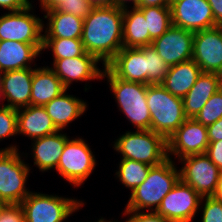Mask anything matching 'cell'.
<instances>
[{
	"label": "cell",
	"mask_w": 222,
	"mask_h": 222,
	"mask_svg": "<svg viewBox=\"0 0 222 222\" xmlns=\"http://www.w3.org/2000/svg\"><path fill=\"white\" fill-rule=\"evenodd\" d=\"M81 41L85 51L106 66L123 48V10L94 6L84 19Z\"/></svg>",
	"instance_id": "cell-1"
},
{
	"label": "cell",
	"mask_w": 222,
	"mask_h": 222,
	"mask_svg": "<svg viewBox=\"0 0 222 222\" xmlns=\"http://www.w3.org/2000/svg\"><path fill=\"white\" fill-rule=\"evenodd\" d=\"M176 168L171 158L151 166L146 180L131 192L126 210L141 211L152 207L151 211H156L162 199L180 179V170Z\"/></svg>",
	"instance_id": "cell-2"
},
{
	"label": "cell",
	"mask_w": 222,
	"mask_h": 222,
	"mask_svg": "<svg viewBox=\"0 0 222 222\" xmlns=\"http://www.w3.org/2000/svg\"><path fill=\"white\" fill-rule=\"evenodd\" d=\"M147 104L151 115V130L166 140L187 119L183 99L172 95L161 84L147 86Z\"/></svg>",
	"instance_id": "cell-3"
},
{
	"label": "cell",
	"mask_w": 222,
	"mask_h": 222,
	"mask_svg": "<svg viewBox=\"0 0 222 222\" xmlns=\"http://www.w3.org/2000/svg\"><path fill=\"white\" fill-rule=\"evenodd\" d=\"M102 77H107L120 110L137 130H151V115L147 104L148 85L117 78L106 66Z\"/></svg>",
	"instance_id": "cell-4"
},
{
	"label": "cell",
	"mask_w": 222,
	"mask_h": 222,
	"mask_svg": "<svg viewBox=\"0 0 222 222\" xmlns=\"http://www.w3.org/2000/svg\"><path fill=\"white\" fill-rule=\"evenodd\" d=\"M114 149L123 156L155 166L161 164L167 157V140L152 130H136L126 132L114 142Z\"/></svg>",
	"instance_id": "cell-5"
},
{
	"label": "cell",
	"mask_w": 222,
	"mask_h": 222,
	"mask_svg": "<svg viewBox=\"0 0 222 222\" xmlns=\"http://www.w3.org/2000/svg\"><path fill=\"white\" fill-rule=\"evenodd\" d=\"M19 155L16 146L0 150V200L4 204H20L31 193L25 187L30 169Z\"/></svg>",
	"instance_id": "cell-6"
},
{
	"label": "cell",
	"mask_w": 222,
	"mask_h": 222,
	"mask_svg": "<svg viewBox=\"0 0 222 222\" xmlns=\"http://www.w3.org/2000/svg\"><path fill=\"white\" fill-rule=\"evenodd\" d=\"M25 222H63L83 206V202L31 192L21 203Z\"/></svg>",
	"instance_id": "cell-7"
},
{
	"label": "cell",
	"mask_w": 222,
	"mask_h": 222,
	"mask_svg": "<svg viewBox=\"0 0 222 222\" xmlns=\"http://www.w3.org/2000/svg\"><path fill=\"white\" fill-rule=\"evenodd\" d=\"M96 166L95 156L82 138L68 140L56 171L73 186H80Z\"/></svg>",
	"instance_id": "cell-8"
},
{
	"label": "cell",
	"mask_w": 222,
	"mask_h": 222,
	"mask_svg": "<svg viewBox=\"0 0 222 222\" xmlns=\"http://www.w3.org/2000/svg\"><path fill=\"white\" fill-rule=\"evenodd\" d=\"M32 7L11 11L0 17V41L43 44L42 19L30 12Z\"/></svg>",
	"instance_id": "cell-9"
},
{
	"label": "cell",
	"mask_w": 222,
	"mask_h": 222,
	"mask_svg": "<svg viewBox=\"0 0 222 222\" xmlns=\"http://www.w3.org/2000/svg\"><path fill=\"white\" fill-rule=\"evenodd\" d=\"M203 197L181 179L155 211L169 222H192Z\"/></svg>",
	"instance_id": "cell-10"
},
{
	"label": "cell",
	"mask_w": 222,
	"mask_h": 222,
	"mask_svg": "<svg viewBox=\"0 0 222 222\" xmlns=\"http://www.w3.org/2000/svg\"><path fill=\"white\" fill-rule=\"evenodd\" d=\"M180 179L202 197L212 196L219 180L220 170L206 154L190 155L180 159Z\"/></svg>",
	"instance_id": "cell-11"
},
{
	"label": "cell",
	"mask_w": 222,
	"mask_h": 222,
	"mask_svg": "<svg viewBox=\"0 0 222 222\" xmlns=\"http://www.w3.org/2000/svg\"><path fill=\"white\" fill-rule=\"evenodd\" d=\"M208 145L207 126L195 118H187L167 140V157L170 158V154H174L181 159L190 155L205 154Z\"/></svg>",
	"instance_id": "cell-12"
},
{
	"label": "cell",
	"mask_w": 222,
	"mask_h": 222,
	"mask_svg": "<svg viewBox=\"0 0 222 222\" xmlns=\"http://www.w3.org/2000/svg\"><path fill=\"white\" fill-rule=\"evenodd\" d=\"M192 59L203 73L222 70V25L194 32Z\"/></svg>",
	"instance_id": "cell-13"
},
{
	"label": "cell",
	"mask_w": 222,
	"mask_h": 222,
	"mask_svg": "<svg viewBox=\"0 0 222 222\" xmlns=\"http://www.w3.org/2000/svg\"><path fill=\"white\" fill-rule=\"evenodd\" d=\"M170 8L174 26L192 32L217 26L208 0H174Z\"/></svg>",
	"instance_id": "cell-14"
},
{
	"label": "cell",
	"mask_w": 222,
	"mask_h": 222,
	"mask_svg": "<svg viewBox=\"0 0 222 222\" xmlns=\"http://www.w3.org/2000/svg\"><path fill=\"white\" fill-rule=\"evenodd\" d=\"M194 32L172 25L151 46L160 57L173 66L192 59Z\"/></svg>",
	"instance_id": "cell-15"
},
{
	"label": "cell",
	"mask_w": 222,
	"mask_h": 222,
	"mask_svg": "<svg viewBox=\"0 0 222 222\" xmlns=\"http://www.w3.org/2000/svg\"><path fill=\"white\" fill-rule=\"evenodd\" d=\"M98 63L99 60L94 55L85 52L82 56L55 60L52 70L68 89L75 80L102 79L103 71L98 68Z\"/></svg>",
	"instance_id": "cell-16"
},
{
	"label": "cell",
	"mask_w": 222,
	"mask_h": 222,
	"mask_svg": "<svg viewBox=\"0 0 222 222\" xmlns=\"http://www.w3.org/2000/svg\"><path fill=\"white\" fill-rule=\"evenodd\" d=\"M106 67L125 81L147 84V65L141 48L123 47Z\"/></svg>",
	"instance_id": "cell-17"
},
{
	"label": "cell",
	"mask_w": 222,
	"mask_h": 222,
	"mask_svg": "<svg viewBox=\"0 0 222 222\" xmlns=\"http://www.w3.org/2000/svg\"><path fill=\"white\" fill-rule=\"evenodd\" d=\"M33 69L25 68L3 73L1 95L8 101L2 104L19 109L30 105L32 91Z\"/></svg>",
	"instance_id": "cell-18"
},
{
	"label": "cell",
	"mask_w": 222,
	"mask_h": 222,
	"mask_svg": "<svg viewBox=\"0 0 222 222\" xmlns=\"http://www.w3.org/2000/svg\"><path fill=\"white\" fill-rule=\"evenodd\" d=\"M57 131L59 130L44 106L29 105L17 109V133L27 135L34 140Z\"/></svg>",
	"instance_id": "cell-19"
},
{
	"label": "cell",
	"mask_w": 222,
	"mask_h": 222,
	"mask_svg": "<svg viewBox=\"0 0 222 222\" xmlns=\"http://www.w3.org/2000/svg\"><path fill=\"white\" fill-rule=\"evenodd\" d=\"M222 88V80L216 73H201L193 87L182 98L184 114L195 118L210 97Z\"/></svg>",
	"instance_id": "cell-20"
},
{
	"label": "cell",
	"mask_w": 222,
	"mask_h": 222,
	"mask_svg": "<svg viewBox=\"0 0 222 222\" xmlns=\"http://www.w3.org/2000/svg\"><path fill=\"white\" fill-rule=\"evenodd\" d=\"M42 46L43 44L0 41V71L4 73L31 68L30 62L41 53Z\"/></svg>",
	"instance_id": "cell-21"
},
{
	"label": "cell",
	"mask_w": 222,
	"mask_h": 222,
	"mask_svg": "<svg viewBox=\"0 0 222 222\" xmlns=\"http://www.w3.org/2000/svg\"><path fill=\"white\" fill-rule=\"evenodd\" d=\"M66 90L52 68L33 69L30 105L44 106Z\"/></svg>",
	"instance_id": "cell-22"
},
{
	"label": "cell",
	"mask_w": 222,
	"mask_h": 222,
	"mask_svg": "<svg viewBox=\"0 0 222 222\" xmlns=\"http://www.w3.org/2000/svg\"><path fill=\"white\" fill-rule=\"evenodd\" d=\"M58 132L60 130L33 140L34 165L38 166L40 171H47L54 167L57 169L64 146L69 140L66 134Z\"/></svg>",
	"instance_id": "cell-23"
},
{
	"label": "cell",
	"mask_w": 222,
	"mask_h": 222,
	"mask_svg": "<svg viewBox=\"0 0 222 222\" xmlns=\"http://www.w3.org/2000/svg\"><path fill=\"white\" fill-rule=\"evenodd\" d=\"M202 73L200 66L190 59L170 66L161 85L172 95L183 98Z\"/></svg>",
	"instance_id": "cell-24"
},
{
	"label": "cell",
	"mask_w": 222,
	"mask_h": 222,
	"mask_svg": "<svg viewBox=\"0 0 222 222\" xmlns=\"http://www.w3.org/2000/svg\"><path fill=\"white\" fill-rule=\"evenodd\" d=\"M67 89L52 101L44 105L55 127L62 131L70 122L86 111V102L72 95H66Z\"/></svg>",
	"instance_id": "cell-25"
},
{
	"label": "cell",
	"mask_w": 222,
	"mask_h": 222,
	"mask_svg": "<svg viewBox=\"0 0 222 222\" xmlns=\"http://www.w3.org/2000/svg\"><path fill=\"white\" fill-rule=\"evenodd\" d=\"M45 12L49 23L43 38L81 39L83 18L56 9Z\"/></svg>",
	"instance_id": "cell-26"
},
{
	"label": "cell",
	"mask_w": 222,
	"mask_h": 222,
	"mask_svg": "<svg viewBox=\"0 0 222 222\" xmlns=\"http://www.w3.org/2000/svg\"><path fill=\"white\" fill-rule=\"evenodd\" d=\"M123 10V47L140 48L150 46V34L147 30L144 14L138 8Z\"/></svg>",
	"instance_id": "cell-27"
},
{
	"label": "cell",
	"mask_w": 222,
	"mask_h": 222,
	"mask_svg": "<svg viewBox=\"0 0 222 222\" xmlns=\"http://www.w3.org/2000/svg\"><path fill=\"white\" fill-rule=\"evenodd\" d=\"M138 9L146 19L151 46L152 41L162 36L172 26L171 8L152 6L139 7Z\"/></svg>",
	"instance_id": "cell-28"
},
{
	"label": "cell",
	"mask_w": 222,
	"mask_h": 222,
	"mask_svg": "<svg viewBox=\"0 0 222 222\" xmlns=\"http://www.w3.org/2000/svg\"><path fill=\"white\" fill-rule=\"evenodd\" d=\"M151 166L131 159H121L119 170L116 172L124 186L133 191L142 184L149 173Z\"/></svg>",
	"instance_id": "cell-29"
},
{
	"label": "cell",
	"mask_w": 222,
	"mask_h": 222,
	"mask_svg": "<svg viewBox=\"0 0 222 222\" xmlns=\"http://www.w3.org/2000/svg\"><path fill=\"white\" fill-rule=\"evenodd\" d=\"M51 48L54 61L82 56L86 51L81 39L43 38L42 50Z\"/></svg>",
	"instance_id": "cell-30"
},
{
	"label": "cell",
	"mask_w": 222,
	"mask_h": 222,
	"mask_svg": "<svg viewBox=\"0 0 222 222\" xmlns=\"http://www.w3.org/2000/svg\"><path fill=\"white\" fill-rule=\"evenodd\" d=\"M144 51L147 65V85L161 84L170 66L152 46L140 47Z\"/></svg>",
	"instance_id": "cell-31"
},
{
	"label": "cell",
	"mask_w": 222,
	"mask_h": 222,
	"mask_svg": "<svg viewBox=\"0 0 222 222\" xmlns=\"http://www.w3.org/2000/svg\"><path fill=\"white\" fill-rule=\"evenodd\" d=\"M222 118V88L215 92L200 110L195 119L204 126Z\"/></svg>",
	"instance_id": "cell-32"
},
{
	"label": "cell",
	"mask_w": 222,
	"mask_h": 222,
	"mask_svg": "<svg viewBox=\"0 0 222 222\" xmlns=\"http://www.w3.org/2000/svg\"><path fill=\"white\" fill-rule=\"evenodd\" d=\"M17 133V109L0 107V140Z\"/></svg>",
	"instance_id": "cell-33"
},
{
	"label": "cell",
	"mask_w": 222,
	"mask_h": 222,
	"mask_svg": "<svg viewBox=\"0 0 222 222\" xmlns=\"http://www.w3.org/2000/svg\"><path fill=\"white\" fill-rule=\"evenodd\" d=\"M91 0H65L56 10L69 13L85 19L93 9Z\"/></svg>",
	"instance_id": "cell-34"
},
{
	"label": "cell",
	"mask_w": 222,
	"mask_h": 222,
	"mask_svg": "<svg viewBox=\"0 0 222 222\" xmlns=\"http://www.w3.org/2000/svg\"><path fill=\"white\" fill-rule=\"evenodd\" d=\"M203 199H205V204L202 222H222V202L212 196H206Z\"/></svg>",
	"instance_id": "cell-35"
},
{
	"label": "cell",
	"mask_w": 222,
	"mask_h": 222,
	"mask_svg": "<svg viewBox=\"0 0 222 222\" xmlns=\"http://www.w3.org/2000/svg\"><path fill=\"white\" fill-rule=\"evenodd\" d=\"M0 222H25L21 204H4L0 208Z\"/></svg>",
	"instance_id": "cell-36"
},
{
	"label": "cell",
	"mask_w": 222,
	"mask_h": 222,
	"mask_svg": "<svg viewBox=\"0 0 222 222\" xmlns=\"http://www.w3.org/2000/svg\"><path fill=\"white\" fill-rule=\"evenodd\" d=\"M133 213V214H132ZM125 215L132 214L126 222H169L163 216H160L157 212L152 211L148 213L140 211H129L125 209Z\"/></svg>",
	"instance_id": "cell-37"
},
{
	"label": "cell",
	"mask_w": 222,
	"mask_h": 222,
	"mask_svg": "<svg viewBox=\"0 0 222 222\" xmlns=\"http://www.w3.org/2000/svg\"><path fill=\"white\" fill-rule=\"evenodd\" d=\"M210 160L222 171V140L209 142L205 153Z\"/></svg>",
	"instance_id": "cell-38"
},
{
	"label": "cell",
	"mask_w": 222,
	"mask_h": 222,
	"mask_svg": "<svg viewBox=\"0 0 222 222\" xmlns=\"http://www.w3.org/2000/svg\"><path fill=\"white\" fill-rule=\"evenodd\" d=\"M0 7L11 11H18L27 7H33L29 0H0Z\"/></svg>",
	"instance_id": "cell-39"
},
{
	"label": "cell",
	"mask_w": 222,
	"mask_h": 222,
	"mask_svg": "<svg viewBox=\"0 0 222 222\" xmlns=\"http://www.w3.org/2000/svg\"><path fill=\"white\" fill-rule=\"evenodd\" d=\"M209 142L222 140V118L207 126Z\"/></svg>",
	"instance_id": "cell-40"
},
{
	"label": "cell",
	"mask_w": 222,
	"mask_h": 222,
	"mask_svg": "<svg viewBox=\"0 0 222 222\" xmlns=\"http://www.w3.org/2000/svg\"><path fill=\"white\" fill-rule=\"evenodd\" d=\"M217 25H222V0H208Z\"/></svg>",
	"instance_id": "cell-41"
},
{
	"label": "cell",
	"mask_w": 222,
	"mask_h": 222,
	"mask_svg": "<svg viewBox=\"0 0 222 222\" xmlns=\"http://www.w3.org/2000/svg\"><path fill=\"white\" fill-rule=\"evenodd\" d=\"M170 0H140L139 7H170Z\"/></svg>",
	"instance_id": "cell-42"
},
{
	"label": "cell",
	"mask_w": 222,
	"mask_h": 222,
	"mask_svg": "<svg viewBox=\"0 0 222 222\" xmlns=\"http://www.w3.org/2000/svg\"><path fill=\"white\" fill-rule=\"evenodd\" d=\"M44 11L56 9L65 0H39Z\"/></svg>",
	"instance_id": "cell-43"
},
{
	"label": "cell",
	"mask_w": 222,
	"mask_h": 222,
	"mask_svg": "<svg viewBox=\"0 0 222 222\" xmlns=\"http://www.w3.org/2000/svg\"><path fill=\"white\" fill-rule=\"evenodd\" d=\"M127 1L133 2V8H139V2L140 0H113V5L117 7L118 9H127Z\"/></svg>",
	"instance_id": "cell-44"
},
{
	"label": "cell",
	"mask_w": 222,
	"mask_h": 222,
	"mask_svg": "<svg viewBox=\"0 0 222 222\" xmlns=\"http://www.w3.org/2000/svg\"><path fill=\"white\" fill-rule=\"evenodd\" d=\"M212 197L222 202V171H220L219 180Z\"/></svg>",
	"instance_id": "cell-45"
},
{
	"label": "cell",
	"mask_w": 222,
	"mask_h": 222,
	"mask_svg": "<svg viewBox=\"0 0 222 222\" xmlns=\"http://www.w3.org/2000/svg\"><path fill=\"white\" fill-rule=\"evenodd\" d=\"M94 6H111L113 0H91Z\"/></svg>",
	"instance_id": "cell-46"
},
{
	"label": "cell",
	"mask_w": 222,
	"mask_h": 222,
	"mask_svg": "<svg viewBox=\"0 0 222 222\" xmlns=\"http://www.w3.org/2000/svg\"><path fill=\"white\" fill-rule=\"evenodd\" d=\"M2 77H3V72L0 71V99H2V95H1V90H2Z\"/></svg>",
	"instance_id": "cell-47"
},
{
	"label": "cell",
	"mask_w": 222,
	"mask_h": 222,
	"mask_svg": "<svg viewBox=\"0 0 222 222\" xmlns=\"http://www.w3.org/2000/svg\"><path fill=\"white\" fill-rule=\"evenodd\" d=\"M97 222H112V221H105L103 218L99 219ZM115 222V221H114Z\"/></svg>",
	"instance_id": "cell-48"
},
{
	"label": "cell",
	"mask_w": 222,
	"mask_h": 222,
	"mask_svg": "<svg viewBox=\"0 0 222 222\" xmlns=\"http://www.w3.org/2000/svg\"><path fill=\"white\" fill-rule=\"evenodd\" d=\"M4 205V203L0 200V208Z\"/></svg>",
	"instance_id": "cell-49"
},
{
	"label": "cell",
	"mask_w": 222,
	"mask_h": 222,
	"mask_svg": "<svg viewBox=\"0 0 222 222\" xmlns=\"http://www.w3.org/2000/svg\"><path fill=\"white\" fill-rule=\"evenodd\" d=\"M219 76H220V78H221V80H222V70H221V72L219 73Z\"/></svg>",
	"instance_id": "cell-50"
}]
</instances>
